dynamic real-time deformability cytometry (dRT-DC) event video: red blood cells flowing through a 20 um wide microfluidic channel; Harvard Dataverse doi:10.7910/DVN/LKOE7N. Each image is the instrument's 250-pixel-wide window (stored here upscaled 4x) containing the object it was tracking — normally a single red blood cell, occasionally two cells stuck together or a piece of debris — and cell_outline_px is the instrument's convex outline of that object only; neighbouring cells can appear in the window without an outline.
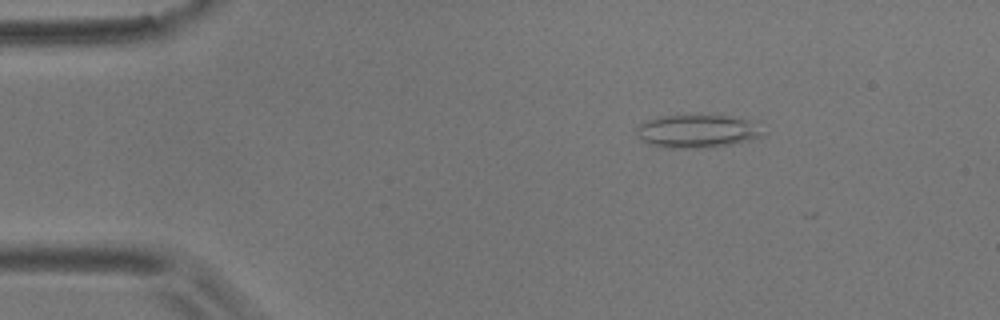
{"species": "common noctule bat (a hibernating species)", "species_latin": "Nyctalus noctula", "temperature_condition": "room temperature", "stored_images_in_passage": 2, "camera_frame_rate_fps": 3000, "um_per_image_px": 0.085, "animal": {"sex": "male", "body_mass_g": 17.9}, "frame": {"image": 1, "passage_image": 1, "time_ms": 0.0, "image_size_px": [1000, 320], "cell_outline_px": [[764, 136], [752, 140], [732, 144], [704, 148], [672, 148], [648, 144], [636, 132], [636, 128], [644, 120], [656, 116], [676, 112], [700, 112], [728, 116], [748, 120], [764, 132]], "centroid_in_image_um": [59.22, 11.08], "position_along_channel_um": 25.8, "area_um2": 25.55}}